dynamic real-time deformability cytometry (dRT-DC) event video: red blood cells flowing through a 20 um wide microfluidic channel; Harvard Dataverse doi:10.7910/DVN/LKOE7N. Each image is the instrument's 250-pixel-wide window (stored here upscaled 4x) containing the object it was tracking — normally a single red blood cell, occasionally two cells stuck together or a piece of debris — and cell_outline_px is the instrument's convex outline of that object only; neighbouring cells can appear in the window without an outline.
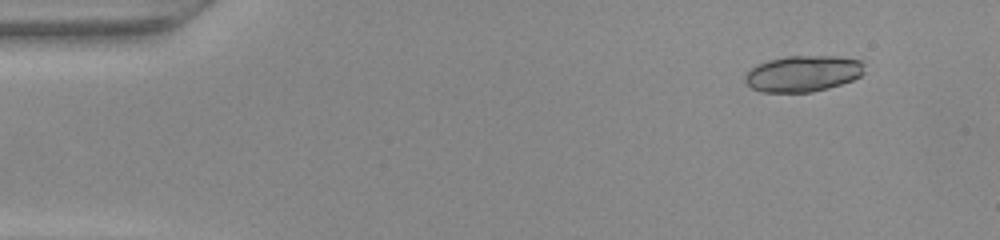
{"species": "common noctule bat (a hibernating species)", "species_latin": "Nyctalus noctula", "temperature_condition": "warm", "stored_images_in_passage": 45, "camera_frame_rate_fps": 3000, "um_per_image_px": 0.085, "animal": {"sex": "female", "body_mass_g": 22.0, "forearm_length_mm": 56.7}, "frame": {"image": 1, "passage_image": 1, "time_ms": 0.0, "image_size_px": [1000, 240], "cell_outline_px": [[864, 72], [860, 76], [852, 80], [828, 88], [812, 92], [760, 92], [752, 88], [744, 80], [744, 76], [756, 64], [768, 60], [788, 56], [836, 56], [864, 60]], "centroid_in_image_um": [68.27, 6.25], "position_along_channel_um": 16.7, "area_um2": 25.26}}